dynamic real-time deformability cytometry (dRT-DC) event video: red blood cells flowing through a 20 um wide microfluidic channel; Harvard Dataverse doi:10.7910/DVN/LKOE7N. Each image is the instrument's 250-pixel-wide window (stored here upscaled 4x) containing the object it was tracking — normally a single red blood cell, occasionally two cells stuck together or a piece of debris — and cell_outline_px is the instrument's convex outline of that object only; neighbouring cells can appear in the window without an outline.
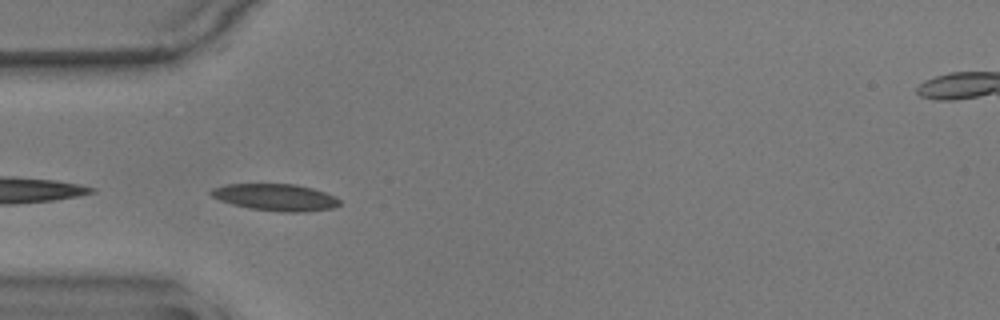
{"species": "common noctule bat (a hibernating species)", "species_latin": "Nyctalus noctula", "temperature_condition": "warm", "stored_images_in_passage": 40, "camera_frame_rate_fps": 3000, "um_per_image_px": 0.085, "animal": {"sex": "male", "body_mass_g": 17.9}, "frame": {"image": 1, "passage_image": 1, "time_ms": 0.0, "image_size_px": [1000, 320], "cell_outline_px": [[340, 204], [332, 208], [304, 212], [280, 212], [252, 208], [232, 204], [220, 200], [212, 196], [208, 192], [212, 188], [228, 184], [296, 184], [312, 188], [336, 196], [340, 200]], "centroid_in_image_um": [23.43, 16.76], "position_along_channel_um": 61.6, "area_um2": 20.06}}
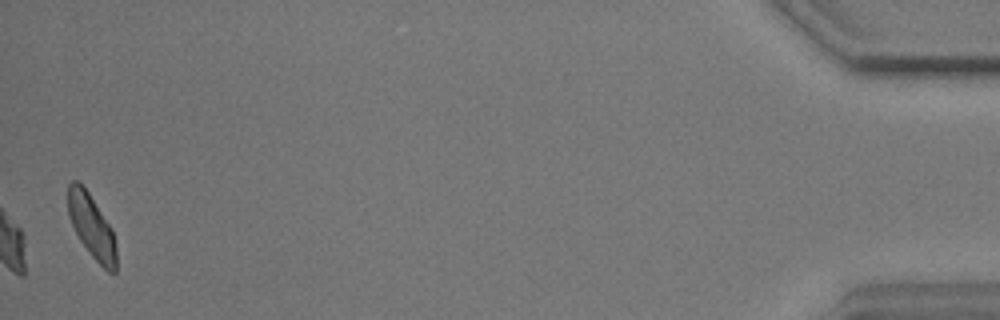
{"frame": {"image": 2, "passage_image": 40, "time_ms": 13.0, "image_size_px": [1000, 320], "cell_outline_px": [[116, 272], [108, 272], [92, 256], [80, 240], [68, 216], [68, 184], [72, 180], [80, 180], [112, 228], [116, 244]], "centroid_in_image_um": [7.79, 19.21], "position_along_channel_um": 427.4, "area_um2": 17.86}, "authors_computed_cell_mechanics": {"area_um2": 19.074, "velocity_mm_per_s": 3.5272, "shape_relaxation_time_tau1_ms": 3.4167, "shape_relaxation_time_tau2_ms": 2.0225, "deformation_change_tau1": 0.1025, "deformation_change_tau2": 0.064}}